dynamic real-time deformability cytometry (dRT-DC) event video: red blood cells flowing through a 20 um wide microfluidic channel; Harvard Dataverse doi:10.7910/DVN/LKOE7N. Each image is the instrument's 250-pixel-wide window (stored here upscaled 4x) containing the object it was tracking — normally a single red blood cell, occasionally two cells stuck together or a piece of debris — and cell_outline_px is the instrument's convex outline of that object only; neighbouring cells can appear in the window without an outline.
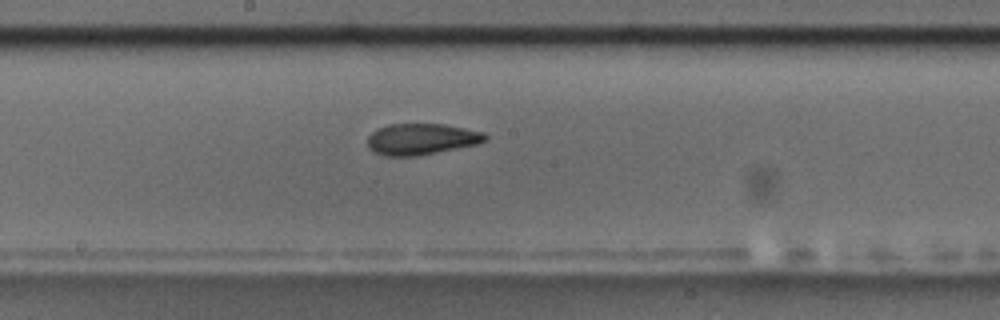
{"species": "common noctule bat (a hibernating species)", "species_latin": "Nyctalus noctula", "temperature_condition": "room temperature", "stored_images_in_passage": 8, "camera_frame_rate_fps": 3000, "um_per_image_px": 0.085, "animal": {"sex": "male", "body_mass_g": 17.5, "forearm_length_mm": 52.3}, "frame": {"image": 1, "passage_image": 8, "time_ms": 2.333, "image_size_px": [1000, 320], "cell_outline_px": [[488, 140], [476, 144], [416, 156], [384, 156], [372, 152], [368, 148], [368, 136], [376, 128], [388, 124], [444, 124], [484, 132], [488, 136]], "centroid_in_image_um": [35.78, 11.82], "position_along_channel_um": 212.4, "area_um2": 21.5}}